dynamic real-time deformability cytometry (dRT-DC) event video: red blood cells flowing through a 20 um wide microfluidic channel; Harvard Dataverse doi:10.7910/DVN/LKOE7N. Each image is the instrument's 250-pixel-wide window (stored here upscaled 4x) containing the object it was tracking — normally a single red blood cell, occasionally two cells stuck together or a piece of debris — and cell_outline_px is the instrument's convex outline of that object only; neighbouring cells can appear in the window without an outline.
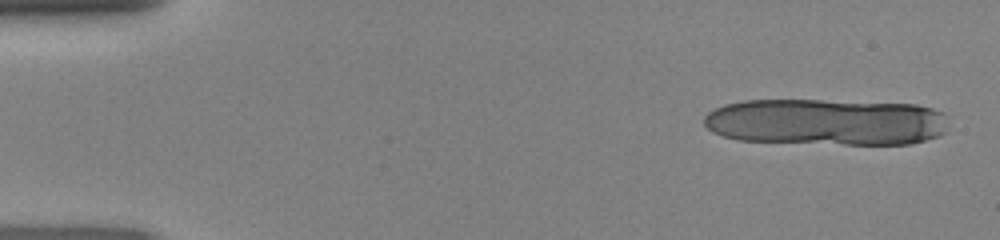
{"species": "human", "species_latin": "Homo sapiens", "temperature_condition": "room temperature", "stored_images_in_passage": 2, "camera_frame_rate_fps": 3000, "um_per_image_px": 0.085, "donor": {"sex": "female"}, "frame": {"image": 1, "passage_image": 1, "time_ms": 0.0, "image_size_px": [1000, 240], "cell_outline_px": [[928, 136], [920, 140], [900, 144], [856, 144], [752, 140], [732, 136], [716, 112], [720, 108], [732, 104], [760, 100], [804, 100], [904, 104], [924, 108]], "centroid_in_image_um": [70.14, 10.36], "position_along_channel_um": 14.9, "area_um2": 57.92}}